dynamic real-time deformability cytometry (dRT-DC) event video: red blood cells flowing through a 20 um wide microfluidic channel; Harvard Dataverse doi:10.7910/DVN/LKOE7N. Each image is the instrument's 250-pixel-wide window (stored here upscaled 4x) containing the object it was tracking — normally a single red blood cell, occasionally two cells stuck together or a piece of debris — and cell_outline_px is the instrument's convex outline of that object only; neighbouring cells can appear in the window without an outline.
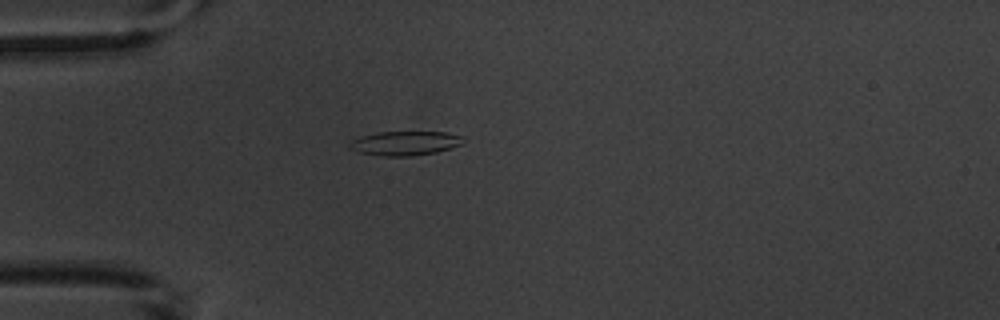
{"species": "common noctule bat (a hibernating species)", "species_latin": "Nyctalus noctula", "temperature_condition": "warm", "stored_images_in_passage": 4, "camera_frame_rate_fps": 3000, "um_per_image_px": 0.085, "animal": {"sex": "male", "body_mass_g": 20.1, "forearm_length_mm": 53.5}, "frame": {"image": 1, "passage_image": 4, "time_ms": 4.667, "image_size_px": [1000, 320], "cell_outline_px": [[464, 144], [436, 152], [408, 156], [384, 156], [360, 152], [348, 148], [348, 144], [352, 140], [360, 136], [380, 132], [448, 132], [464, 136]], "centroid_in_image_um": [34.46, 12.16], "position_along_channel_um": 50.5, "area_um2": 16.07}}